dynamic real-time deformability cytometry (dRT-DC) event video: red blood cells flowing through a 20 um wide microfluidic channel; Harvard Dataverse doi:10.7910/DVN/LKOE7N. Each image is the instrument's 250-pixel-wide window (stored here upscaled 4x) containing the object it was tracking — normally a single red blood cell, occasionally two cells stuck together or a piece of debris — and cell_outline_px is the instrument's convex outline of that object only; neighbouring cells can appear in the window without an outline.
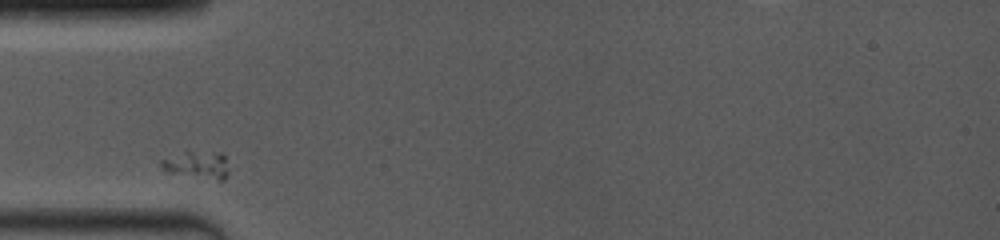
{"species": "common noctule bat (a hibernating species)", "species_latin": "Nyctalus noctula", "temperature_condition": "room temperature", "stored_images_in_passage": 12, "camera_frame_rate_fps": 4000, "um_per_image_px": 0.085, "animal": {"sex": "female", "body_mass_g": 19.0, "forearm_length_mm": 53.3}, "frame": {"image": 1, "passage_image": 1, "time_ms": 0.0, "image_size_px": [1000, 240], "cell_outline_px": [[228, 176], [224, 180], [220, 180], [164, 172], [160, 164], [160, 160], [188, 152], [220, 152], [224, 156], [228, 172]], "centroid_in_image_um": [16.77, 14.03], "position_along_channel_um": 68.2, "area_um2": 10.52}}